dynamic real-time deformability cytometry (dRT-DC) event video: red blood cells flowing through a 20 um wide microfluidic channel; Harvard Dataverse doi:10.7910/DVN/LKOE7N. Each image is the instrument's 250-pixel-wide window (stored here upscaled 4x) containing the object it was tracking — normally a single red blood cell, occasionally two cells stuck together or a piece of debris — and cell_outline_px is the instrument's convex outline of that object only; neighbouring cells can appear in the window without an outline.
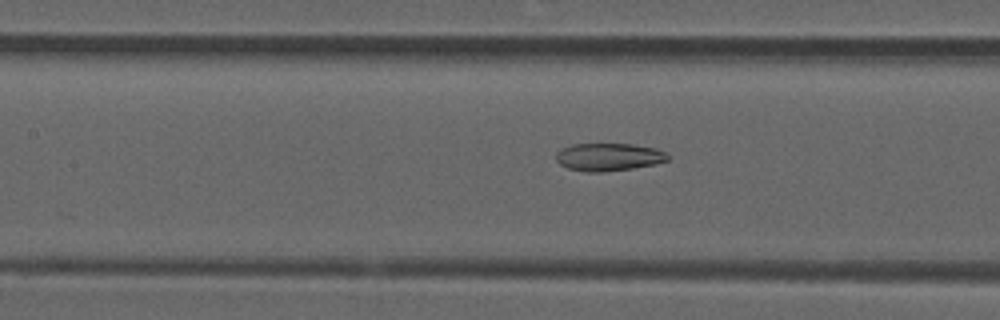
{"species": "common noctule bat (a hibernating species)", "species_latin": "Nyctalus noctula", "temperature_condition": "room temperature", "stored_images_in_passage": 53, "camera_frame_rate_fps": 3000, "um_per_image_px": 0.085, "animal": {"sex": "male", "forearm_length_mm": 52.5}, "frame": {"image": 1, "passage_image": 24, "time_ms": 7.667, "image_size_px": [1000, 320], "cell_outline_px": [[668, 160], [652, 164], [632, 168], [604, 172], [584, 172], [568, 168], [560, 164], [556, 160], [556, 152], [560, 148], [572, 144], [632, 144], [656, 148], [664, 152], [668, 156]], "centroid_in_image_um": [51.67, 13.34], "position_along_channel_um": 155.7, "area_um2": 18.03}}
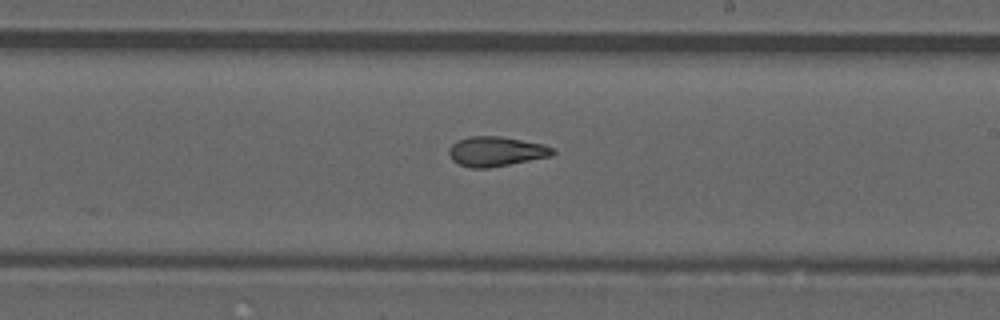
{"frame": {"image": 2, "passage_image": 31, "time_ms": 10.0, "image_size_px": [1000, 320], "cell_outline_px": [[556, 152], [552, 156], [488, 168], [472, 168], [460, 164], [452, 160], [448, 152], [448, 148], [456, 140], [468, 136], [500, 136], [544, 144], [552, 148]], "centroid_in_image_um": [42.14, 12.86], "position_along_channel_um": 246.9, "area_um2": 18.03}}
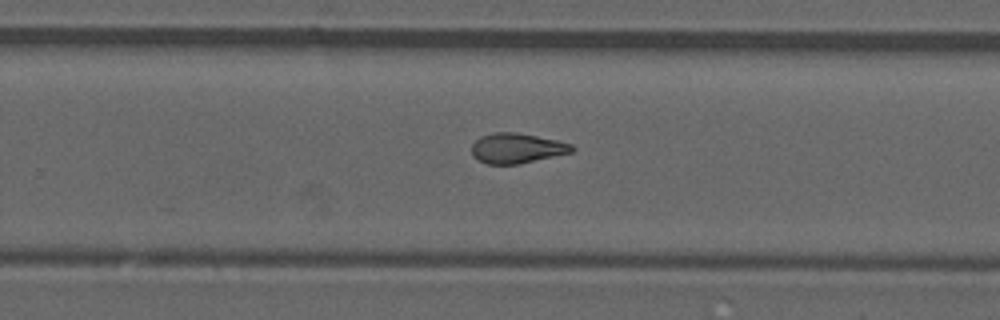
{"frame": {"image": 3, "passage_image": 34, "time_ms": 11.0, "image_size_px": [1000, 320], "cell_outline_px": [[576, 148], [572, 152], [520, 164], [488, 164], [472, 156], [472, 144], [480, 136], [492, 132], [516, 132], [556, 140], [572, 144]], "centroid_in_image_um": [43.93, 12.59], "position_along_channel_um": 285.9, "area_um2": 17.57}, "authors_computed_cell_mechanics": {"area_um2": 18.207, "velocity_mm_per_s": 3.9208, "shape_relaxation_time_tau1_ms": null, "shape_relaxation_time_tau2_ms": 2.5055, "deformation_change_tau1": null, "deformation_change_tau2": 0.0995}}